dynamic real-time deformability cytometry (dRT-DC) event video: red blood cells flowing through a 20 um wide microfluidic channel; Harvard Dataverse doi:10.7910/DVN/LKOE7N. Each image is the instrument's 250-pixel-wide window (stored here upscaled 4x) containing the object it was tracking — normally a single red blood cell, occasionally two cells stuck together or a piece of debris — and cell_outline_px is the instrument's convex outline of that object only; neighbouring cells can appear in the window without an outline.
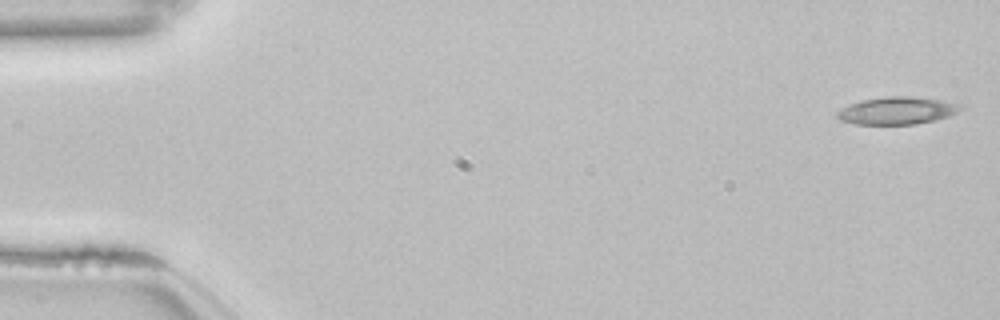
{"species": "common noctule bat (a hibernating species)", "species_latin": "Nyctalus noctula", "temperature_condition": "room temperature", "stored_images_in_passage": 12, "camera_frame_rate_fps": 3000, "um_per_image_px": 0.085, "animal": {"sex": "female", "body_mass_g": 22.7, "forearm_length_mm": 54.2}, "frame": {"image": 1, "passage_image": 1, "time_ms": 0.0, "image_size_px": [1000, 320], "cell_outline_px": [[964, 108], [948, 116], [936, 120], [916, 124], [856, 124], [840, 120], [836, 116], [836, 112], [860, 100], [884, 96], [912, 96], [944, 100], [964, 104]], "centroid_in_image_um": [76.31, 9.39], "position_along_channel_um": 8.7, "area_um2": 19.88}}